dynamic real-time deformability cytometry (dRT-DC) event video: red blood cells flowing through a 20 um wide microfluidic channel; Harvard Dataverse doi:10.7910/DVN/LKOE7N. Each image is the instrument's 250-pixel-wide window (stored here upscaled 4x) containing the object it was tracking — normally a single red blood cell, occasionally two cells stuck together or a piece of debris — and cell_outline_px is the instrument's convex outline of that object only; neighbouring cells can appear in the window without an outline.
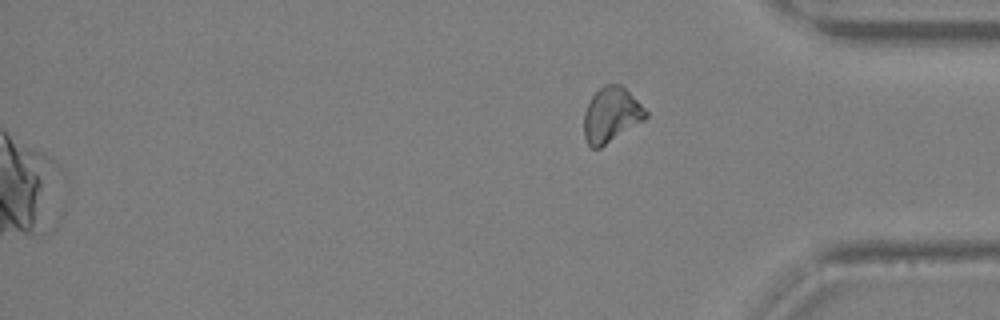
{"species": "Egyptian fruit bat (a non-hibernating species)", "species_latin": "Rousettus aegyptiacus", "temperature_condition": "warm", "stored_images_in_passage": 34, "camera_frame_rate_fps": 3000, "um_per_image_px": 0.085, "animal": {"sex": "female"}, "frame": {"image": 1, "passage_image": 34, "time_ms": 11.0, "image_size_px": [1000, 320], "cell_outline_px": [[648, 116], [644, 120], [600, 148], [592, 148], [588, 144], [584, 136], [584, 112], [592, 96], [604, 84], [620, 84], [648, 112]], "centroid_in_image_um": [51.93, 9.77], "position_along_channel_um": 383.3, "area_um2": 19.48}}